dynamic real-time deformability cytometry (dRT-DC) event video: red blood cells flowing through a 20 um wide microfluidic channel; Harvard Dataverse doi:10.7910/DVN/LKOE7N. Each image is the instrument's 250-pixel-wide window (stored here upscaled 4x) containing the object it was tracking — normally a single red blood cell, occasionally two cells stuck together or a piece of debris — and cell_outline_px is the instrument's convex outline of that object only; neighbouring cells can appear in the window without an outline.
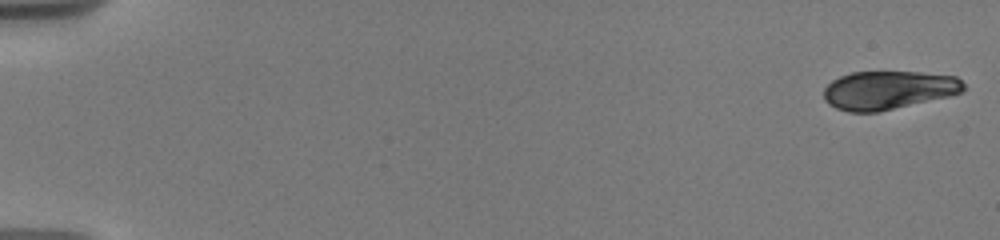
{"species": "human", "species_latin": "Homo sapiens", "temperature_condition": "warm", "stored_images_in_passage": 40, "camera_frame_rate_fps": 3000, "um_per_image_px": 0.085, "donor": {"sex": "male"}, "frame": {"image": 1, "passage_image": 1, "time_ms": 0.0, "image_size_px": [1000, 240], "cell_outline_px": [[964, 92], [948, 96], [876, 112], [848, 112], [836, 108], [828, 104], [824, 100], [824, 88], [832, 80], [840, 76], [852, 72], [920, 72], [956, 76], [964, 84]], "centroid_in_image_um": [75.48, 7.65], "position_along_channel_um": 9.5, "area_um2": 31.21}}
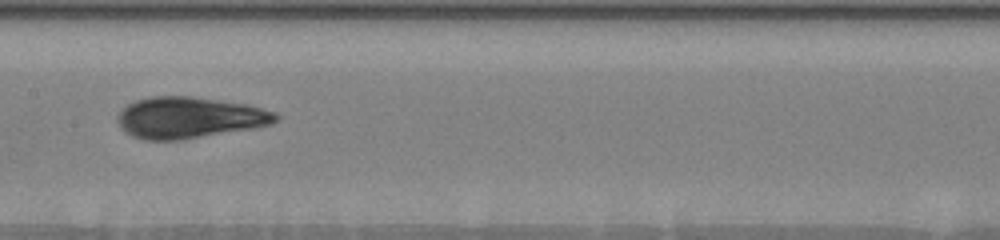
{"frame": {"image": 2, "passage_image": 19, "time_ms": 9.667, "image_size_px": [1000, 240], "cell_outline_px": [[280, 120], [272, 124], [256, 128], [180, 140], [144, 140], [132, 136], [120, 128], [116, 120], [120, 112], [128, 104], [136, 100], [152, 96], [192, 96], [248, 104], [276, 112], [280, 116]], "centroid_in_image_um": [16.13, 10.0], "position_along_channel_um": 191.3, "area_um2": 38.44}}
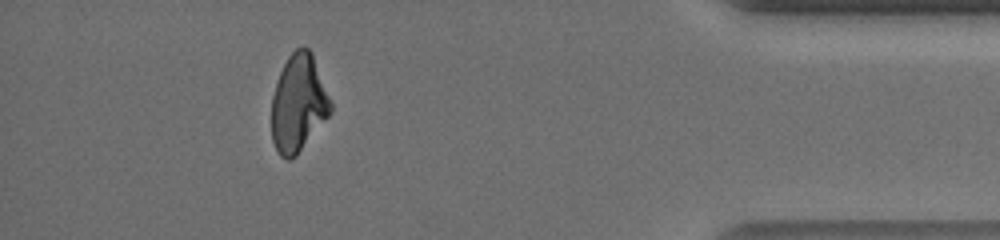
{"frame": {"image": 3, "passage_image": 37, "time_ms": 16.667, "image_size_px": [1000, 240], "cell_outline_px": [[332, 112], [296, 156], [288, 160], [280, 156], [272, 140], [272, 96], [276, 80], [288, 56], [296, 48], [308, 48], [312, 52], [332, 104]], "centroid_in_image_um": [25.36, 8.79], "position_along_channel_um": 409.8, "area_um2": 33.35}, "authors_computed_cell_mechanics": {"area_um2": 36.0094, "velocity_mm_per_s": 3.6807, "shape_relaxation_time_tau1_ms": 6.4763, "shape_relaxation_time_tau2_ms": 1.3291, "deformation_change_tau1": 0.2176, "deformation_change_tau2": 0.0438}}